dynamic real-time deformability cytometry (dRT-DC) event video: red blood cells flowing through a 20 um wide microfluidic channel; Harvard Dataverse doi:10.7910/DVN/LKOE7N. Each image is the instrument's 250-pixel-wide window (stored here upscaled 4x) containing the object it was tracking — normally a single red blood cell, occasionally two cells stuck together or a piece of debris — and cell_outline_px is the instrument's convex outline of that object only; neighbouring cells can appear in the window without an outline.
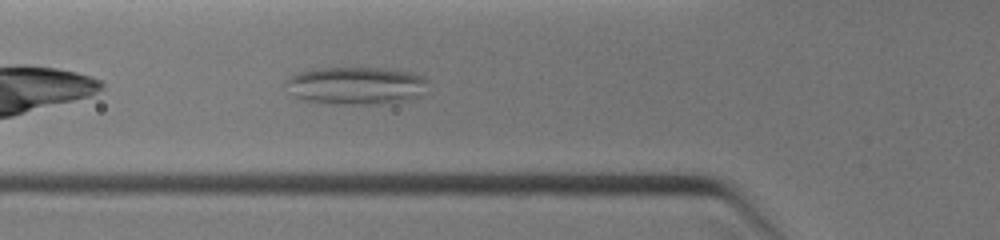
{"species": "common noctule bat (a hibernating species)", "species_latin": "Nyctalus noctula", "temperature_condition": "warm", "stored_images_in_passage": 3, "camera_frame_rate_fps": 3000, "um_per_image_px": 0.085, "animal": {"sex": "female", "body_mass_g": 19.0, "forearm_length_mm": 51.5}, "frame": {"image": 1, "passage_image": 3, "time_ms": 0.667, "image_size_px": [1000, 240], "cell_outline_px": [[428, 80], [424, 92], [408, 100], [376, 104], [332, 104], [304, 100], [296, 96], [288, 80], [292, 76], [300, 72], [312, 68], [384, 68], [408, 72], [424, 76]], "centroid_in_image_um": [30.34, 7.27], "position_along_channel_um": 95.5, "area_um2": 30.69}}